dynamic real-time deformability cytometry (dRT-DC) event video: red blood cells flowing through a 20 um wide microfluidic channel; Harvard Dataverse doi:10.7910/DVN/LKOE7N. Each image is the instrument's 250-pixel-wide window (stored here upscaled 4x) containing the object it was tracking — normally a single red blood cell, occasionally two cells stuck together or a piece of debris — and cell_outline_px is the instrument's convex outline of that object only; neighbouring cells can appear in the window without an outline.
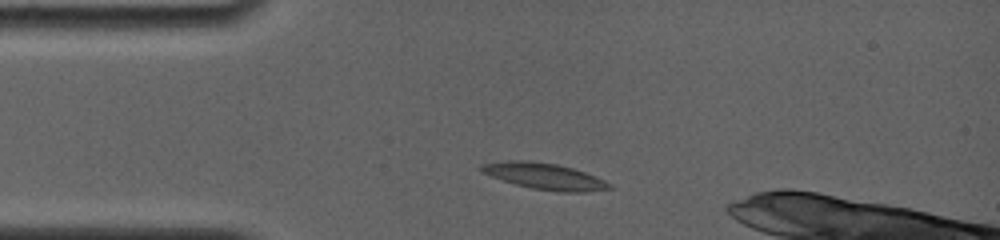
{"species": "common noctule bat (a hibernating species)", "species_latin": "Nyctalus noctula", "temperature_condition": "room temperature", "stored_images_in_passage": 4, "camera_frame_rate_fps": 4000, "um_per_image_px": 0.085, "animal": {"sex": "female", "body_mass_g": 19.0, "forearm_length_mm": 56.7}, "frame": {"image": 1, "passage_image": 3, "time_ms": 1.5, "image_size_px": [1000, 240], "cell_outline_px": [[612, 188], [584, 192], [556, 192], [532, 188], [516, 184], [480, 172], [480, 164], [508, 160], [532, 160], [556, 164], [572, 168], [596, 176], [612, 184]], "centroid_in_image_um": [46.28, 14.97], "position_along_channel_um": 38.7, "area_um2": 19.59}}